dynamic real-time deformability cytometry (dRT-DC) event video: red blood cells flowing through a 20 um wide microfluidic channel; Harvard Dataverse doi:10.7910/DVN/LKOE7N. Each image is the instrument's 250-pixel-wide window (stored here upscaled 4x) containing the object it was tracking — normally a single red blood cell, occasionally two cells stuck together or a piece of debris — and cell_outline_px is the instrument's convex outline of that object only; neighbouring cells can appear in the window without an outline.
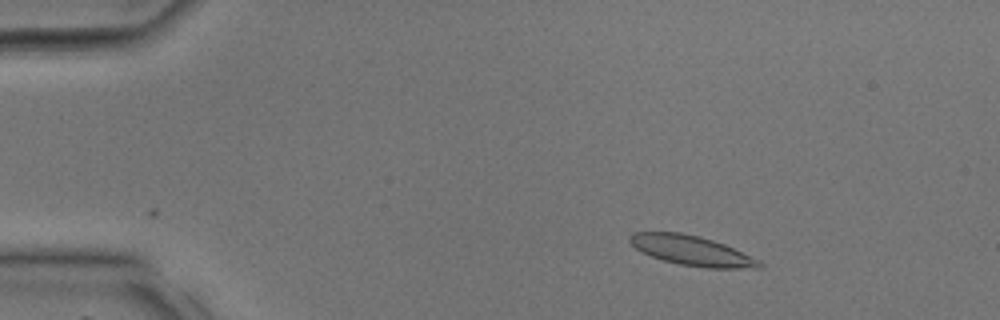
{"species": "common noctule bat (a hibernating species)", "species_latin": "Nyctalus noctula", "temperature_condition": "room temperature", "stored_images_in_passage": 7, "camera_frame_rate_fps": 3000, "um_per_image_px": 0.085, "animal": {"sex": "male", "body_mass_g": 17.9, "forearm_length_mm": 54.2}, "frame": {"image": 1, "passage_image": 1, "time_ms": 0.0, "image_size_px": [1000, 320], "cell_outline_px": [[764, 268], [708, 268], [680, 264], [664, 260], [652, 256], [636, 248], [628, 240], [628, 236], [632, 232], [680, 232], [700, 236], [724, 244], [760, 260], [764, 264]], "centroid_in_image_um": [58.82, 21.29], "position_along_channel_um": 26.2, "area_um2": 22.37}}